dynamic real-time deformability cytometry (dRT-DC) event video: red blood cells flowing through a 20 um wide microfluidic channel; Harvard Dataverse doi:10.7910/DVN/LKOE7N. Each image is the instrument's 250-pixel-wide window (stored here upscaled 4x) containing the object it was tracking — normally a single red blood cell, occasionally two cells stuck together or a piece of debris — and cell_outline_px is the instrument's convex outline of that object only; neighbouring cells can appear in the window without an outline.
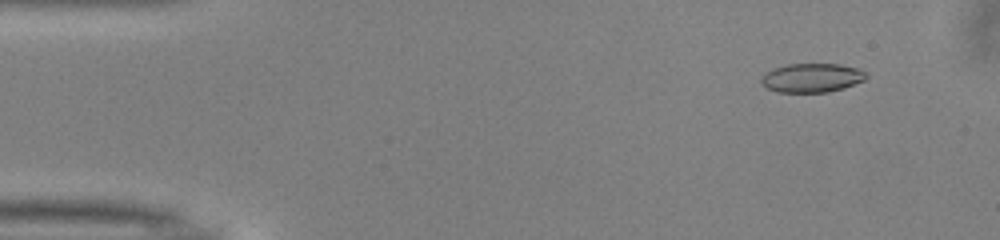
{"species": "common noctule bat (a hibernating species)", "species_latin": "Nyctalus noctula", "temperature_condition": "warm", "stored_images_in_passage": 51, "camera_frame_rate_fps": 3000, "um_per_image_px": 0.085, "animal": {"sex": "male", "body_mass_g": 13.0, "forearm_length_mm": 53.1}, "frame": {"image": 1, "passage_image": 5, "time_ms": 1.333, "image_size_px": [1000, 240], "cell_outline_px": [[868, 76], [864, 80], [844, 88], [828, 92], [776, 92], [764, 88], [760, 84], [760, 80], [764, 72], [788, 64], [840, 64], [860, 68]], "centroid_in_image_um": [68.97, 6.62], "position_along_channel_um": 16.0, "area_um2": 17.92}}
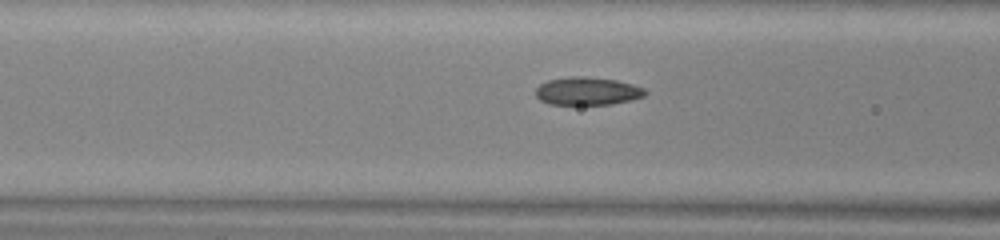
{"frame": {"image": 2, "passage_image": 20, "time_ms": 6.333, "image_size_px": [1000, 240], "cell_outline_px": [[648, 92], [644, 96], [612, 104], [552, 104], [540, 100], [536, 96], [536, 88], [540, 84], [548, 80], [568, 76], [584, 76], [616, 80], [632, 84], [644, 88]], "centroid_in_image_um": [49.92, 7.73], "position_along_channel_um": 116.7, "area_um2": 17.74}}
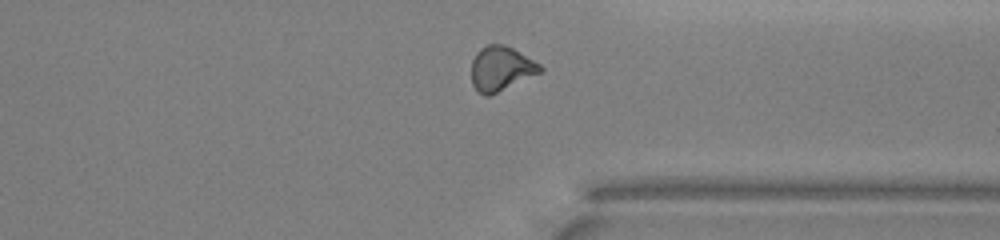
{"frame": {"image": 3, "passage_image": 39, "time_ms": 12.667, "image_size_px": [1000, 240], "cell_outline_px": [[544, 72], [488, 96], [484, 96], [472, 84], [472, 60], [476, 52], [480, 48], [488, 44], [504, 44], [512, 48], [540, 64], [544, 68]], "centroid_in_image_um": [42.61, 5.82], "position_along_channel_um": 368.8, "area_um2": 17.86}, "authors_computed_cell_mechanics": {"area_um2": 17.9758, "velocity_mm_per_s": 4.0073, "shape_relaxation_time_tau1_ms": 7.0221, "shape_relaxation_time_tau2_ms": 2.1342, "deformation_change_tau1": 0.188, "deformation_change_tau2": 0.0867}}